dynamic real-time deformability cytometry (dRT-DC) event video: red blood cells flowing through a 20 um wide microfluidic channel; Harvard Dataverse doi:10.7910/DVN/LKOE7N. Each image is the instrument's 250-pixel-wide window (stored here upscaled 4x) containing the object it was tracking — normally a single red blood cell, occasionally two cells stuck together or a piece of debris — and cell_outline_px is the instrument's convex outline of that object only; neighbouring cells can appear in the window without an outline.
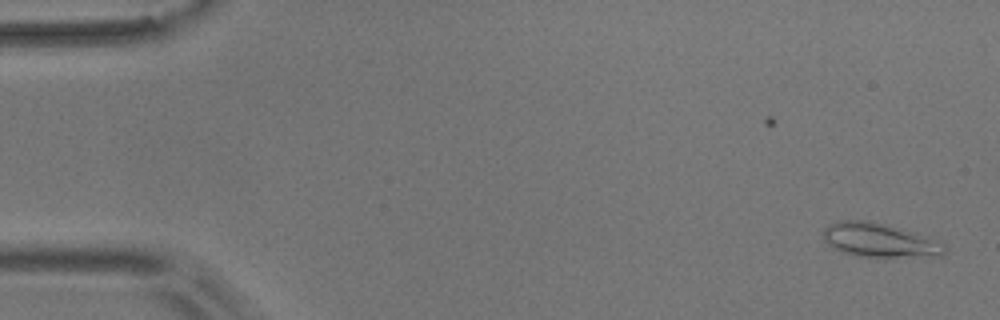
{"species": "common noctule bat (a hibernating species)", "species_latin": "Nyctalus noctula", "temperature_condition": "room temperature", "stored_images_in_passage": 17, "camera_frame_rate_fps": 3000, "um_per_image_px": 0.085, "animal": {"sex": "male", "body_mass_g": 17.9}, "frame": {"image": 1, "passage_image": 1, "time_ms": 0.0, "image_size_px": [1000, 320], "cell_outline_px": [[948, 252], [944, 256], [880, 260], [856, 256], [832, 248], [824, 240], [824, 228], [828, 224], [836, 220], [868, 220], [904, 228], [944, 240]], "centroid_in_image_um": [74.91, 20.46], "position_along_channel_um": 10.1, "area_um2": 25.95}}